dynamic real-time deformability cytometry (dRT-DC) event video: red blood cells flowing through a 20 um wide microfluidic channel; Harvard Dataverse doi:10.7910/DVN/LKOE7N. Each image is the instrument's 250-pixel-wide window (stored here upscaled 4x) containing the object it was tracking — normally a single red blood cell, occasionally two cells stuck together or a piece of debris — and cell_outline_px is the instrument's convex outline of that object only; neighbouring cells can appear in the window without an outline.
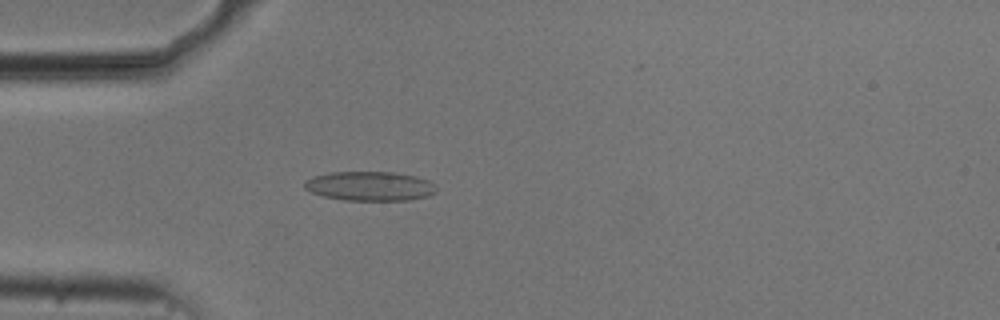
{"species": "common noctule bat (a hibernating species)", "species_latin": "Nyctalus noctula", "temperature_condition": "cold", "stored_images_in_passage": 49, "camera_frame_rate_fps": 3000, "um_per_image_px": 0.085, "animal": {"sex": "male", "body_mass_g": 20.5, "forearm_length_mm": 52.5}, "frame": {"image": 1, "passage_image": 11, "time_ms": 3.333, "image_size_px": [1000, 320], "cell_outline_px": [[436, 192], [428, 196], [408, 200], [344, 200], [324, 196], [312, 192], [304, 188], [304, 180], [312, 176], [328, 172], [392, 172], [416, 176], [428, 180], [436, 184]], "centroid_in_image_um": [31.43, 15.81], "position_along_channel_um": 53.6, "area_um2": 22.66}}
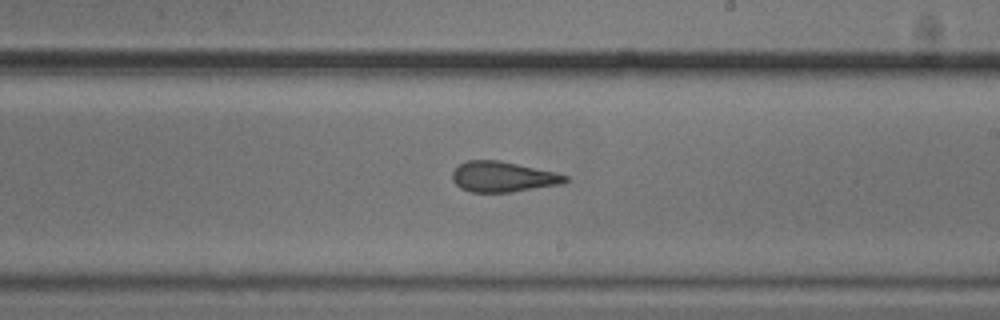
{"frame": {"image": 2, "passage_image": 27, "time_ms": 8.667, "image_size_px": [1000, 320], "cell_outline_px": [[568, 180], [560, 184], [512, 192], [472, 192], [460, 188], [452, 180], [452, 172], [460, 164], [468, 160], [500, 160], [556, 172], [568, 176]], "centroid_in_image_um": [42.74, 15.02], "position_along_channel_um": 246.3, "area_um2": 20.0}}
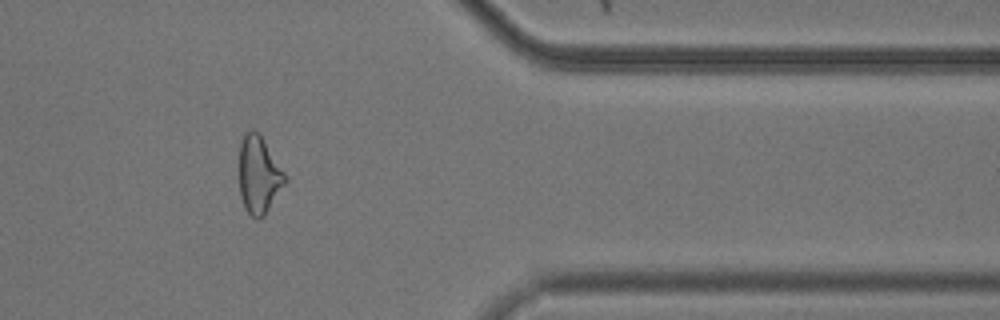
{"frame": {"image": 3, "passage_image": 40, "time_ms": 13.0, "image_size_px": [1000, 320], "cell_outline_px": [[288, 180], [264, 216], [260, 220], [256, 220], [244, 208], [240, 196], [240, 140], [244, 132], [252, 128], [260, 136], [284, 172]], "centroid_in_image_um": [21.99, 14.9], "position_along_channel_um": 389.4, "area_um2": 20.52}, "authors_computed_cell_mechanics": {"area_um2": 21.2126, "velocity_mm_per_s": 3.7279, "shape_relaxation_time_tau1_ms": null, "shape_relaxation_time_tau2_ms": 1.9256, "deformation_change_tau1": null, "deformation_change_tau2": 0.0948}}